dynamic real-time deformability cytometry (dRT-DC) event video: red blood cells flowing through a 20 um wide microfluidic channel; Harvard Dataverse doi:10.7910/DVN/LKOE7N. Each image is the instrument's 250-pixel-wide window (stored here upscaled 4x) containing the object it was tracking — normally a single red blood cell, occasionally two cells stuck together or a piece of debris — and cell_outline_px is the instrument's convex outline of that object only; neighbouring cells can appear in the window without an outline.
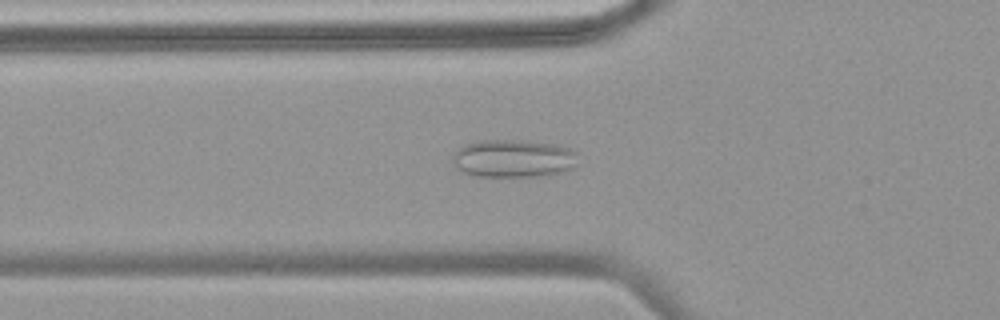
{"species": "common noctule bat (a hibernating species)", "species_latin": "Nyctalus noctula", "temperature_condition": "warm", "stored_images_in_passage": 49, "camera_frame_rate_fps": 3000, "um_per_image_px": 0.085, "animal": {"sex": "female", "body_mass_g": 18.4}, "frame": {"image": 1, "passage_image": 18, "time_ms": 5.667, "image_size_px": [1000, 320], "cell_outline_px": [[576, 152], [572, 168], [564, 172], [540, 176], [476, 176], [464, 172], [456, 168], [452, 156], [464, 144], [480, 140], [524, 140], [556, 144], [572, 148]], "centroid_in_image_um": [43.64, 13.46], "position_along_channel_um": 82.2, "area_um2": 27.63}}
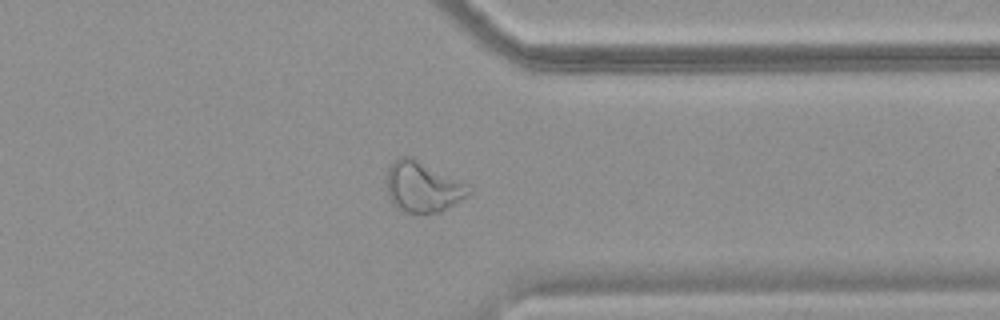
{"frame": {"image": 2, "passage_image": 39, "time_ms": 12.667, "image_size_px": [1000, 320], "cell_outline_px": [[472, 192], [468, 196], [440, 212], [408, 212], [396, 208], [392, 204], [388, 196], [388, 168], [400, 156], [408, 156], [472, 188]], "centroid_in_image_um": [35.91, 15.92], "position_along_channel_um": 375.5, "area_um2": 23.24}}
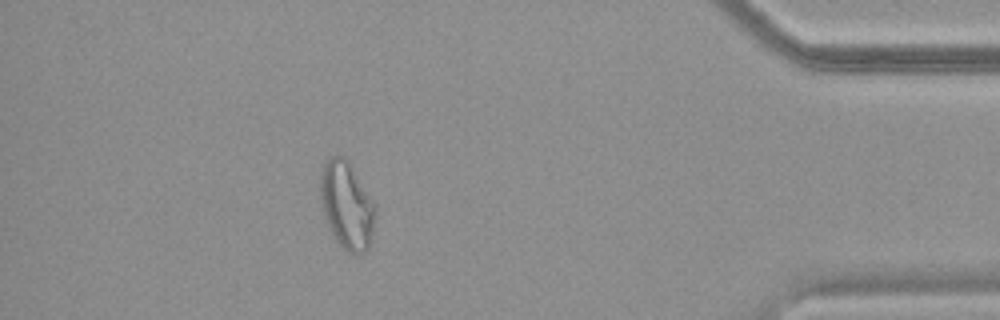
{"frame": {"image": 3, "passage_image": 44, "time_ms": 14.333, "image_size_px": [1000, 320], "cell_outline_px": [[376, 212], [372, 236], [368, 248], [364, 252], [348, 252], [336, 240], [328, 224], [320, 204], [320, 172], [328, 156], [344, 156], [348, 160], [372, 200]], "centroid_in_image_um": [29.45, 17.41], "position_along_channel_um": 405.7, "area_um2": 27.69}}